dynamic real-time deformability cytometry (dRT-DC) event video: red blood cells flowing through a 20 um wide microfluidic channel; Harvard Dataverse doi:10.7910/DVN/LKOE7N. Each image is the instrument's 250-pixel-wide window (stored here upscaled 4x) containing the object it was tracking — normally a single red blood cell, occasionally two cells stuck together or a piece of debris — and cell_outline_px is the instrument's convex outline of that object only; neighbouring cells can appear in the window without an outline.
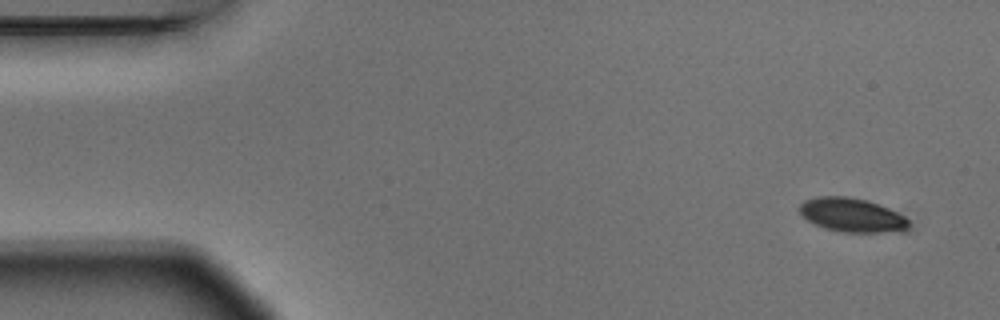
{"species": "Egyptian fruit bat (a non-hibernating species)", "species_latin": "Rousettus aegyptiacus", "temperature_condition": "warm", "stored_images_in_passage": 4, "camera_frame_rate_fps": 3000, "um_per_image_px": 0.085, "animal": {"sex": "male"}, "frame": {"image": 1, "passage_image": 1, "time_ms": 0.0, "image_size_px": [1000, 320], "cell_outline_px": [[912, 224], [908, 228], [900, 232], [844, 232], [824, 228], [800, 216], [800, 204], [804, 200], [820, 196], [848, 196], [868, 200], [880, 204], [904, 216]], "centroid_in_image_um": [72.44, 18.28], "position_along_channel_um": 12.6, "area_um2": 21.79}}
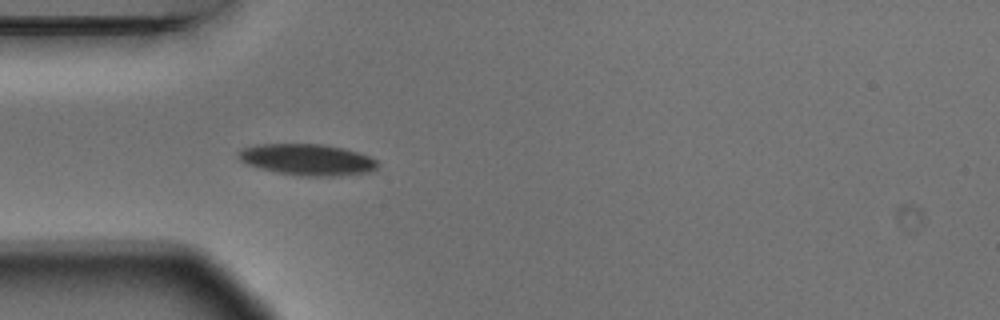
{"frame": {"image": 2, "passage_image": 4, "time_ms": 1.0, "image_size_px": [1000, 320], "cell_outline_px": [[376, 168], [368, 172], [336, 176], [308, 176], [280, 172], [248, 164], [240, 160], [240, 152], [244, 148], [256, 144], [324, 144], [344, 148], [360, 152], [376, 160]], "centroid_in_image_um": [26.17, 13.55], "position_along_channel_um": 58.8, "area_um2": 24.85}}